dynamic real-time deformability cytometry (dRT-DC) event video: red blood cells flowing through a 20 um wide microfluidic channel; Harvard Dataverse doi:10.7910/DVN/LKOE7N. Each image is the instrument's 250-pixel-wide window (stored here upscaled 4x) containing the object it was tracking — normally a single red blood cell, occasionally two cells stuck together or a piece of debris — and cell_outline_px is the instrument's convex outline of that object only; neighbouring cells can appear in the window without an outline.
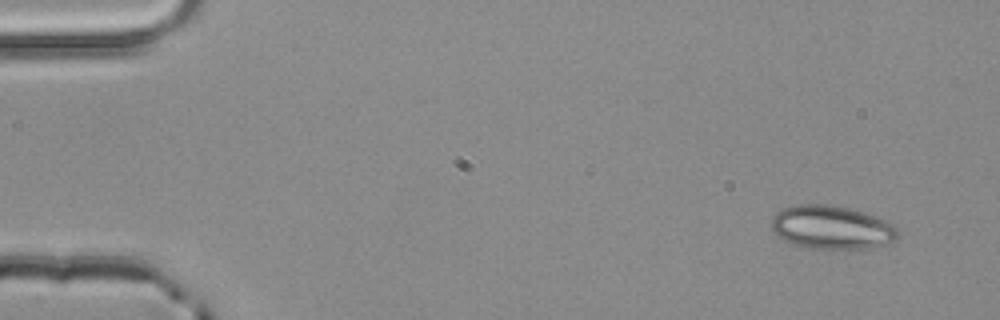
{"species": "common noctule bat (a hibernating species)", "species_latin": "Nyctalus noctula", "temperature_condition": "room temperature", "stored_images_in_passage": 4, "camera_frame_rate_fps": 3000, "um_per_image_px": 0.085, "animal": {"sex": "male", "body_mass_g": 20.4}, "frame": {"image": 1, "passage_image": 1, "time_ms": 0.0, "image_size_px": [1000, 320], "cell_outline_px": [[900, 236], [896, 240], [868, 248], [808, 248], [784, 240], [772, 232], [772, 216], [776, 212], [784, 208], [796, 204], [824, 204], [848, 208], [876, 216], [892, 224], [896, 228]], "centroid_in_image_um": [70.67, 19.32], "position_along_channel_um": 14.3, "area_um2": 31.79}}